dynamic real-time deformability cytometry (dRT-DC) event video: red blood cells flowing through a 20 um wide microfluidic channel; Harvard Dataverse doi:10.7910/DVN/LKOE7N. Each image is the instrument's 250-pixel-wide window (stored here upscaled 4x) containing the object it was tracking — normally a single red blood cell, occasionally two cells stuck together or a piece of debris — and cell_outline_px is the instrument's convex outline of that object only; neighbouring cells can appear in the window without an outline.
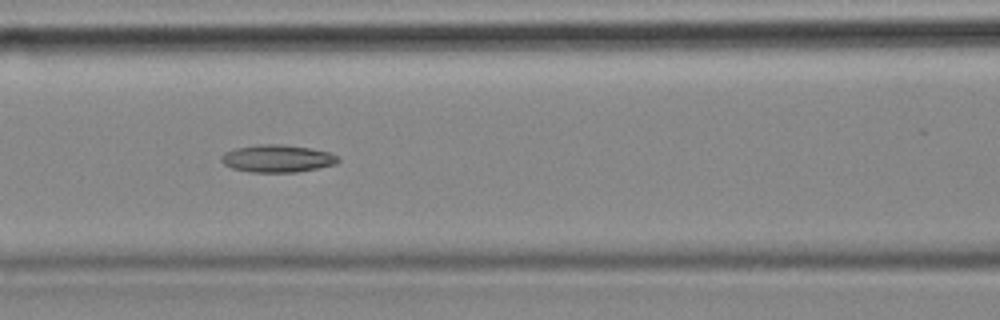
{"species": "common noctule bat (a hibernating species)", "species_latin": "Nyctalus noctula", "temperature_condition": "cold", "stored_images_in_passage": 8, "camera_frame_rate_fps": 3000, "um_per_image_px": 0.085, "animal": {"sex": "female", "body_mass_g": 18.4}, "frame": {"image": 1, "passage_image": 6, "time_ms": 1.667, "image_size_px": [1000, 320], "cell_outline_px": [[340, 160], [336, 164], [320, 168], [296, 172], [252, 172], [232, 168], [224, 164], [220, 160], [220, 156], [224, 152], [236, 148], [256, 144], [280, 144], [312, 148], [328, 152], [340, 156]], "centroid_in_image_um": [23.59, 13.47], "position_along_channel_um": 143.0, "area_um2": 18.9}}
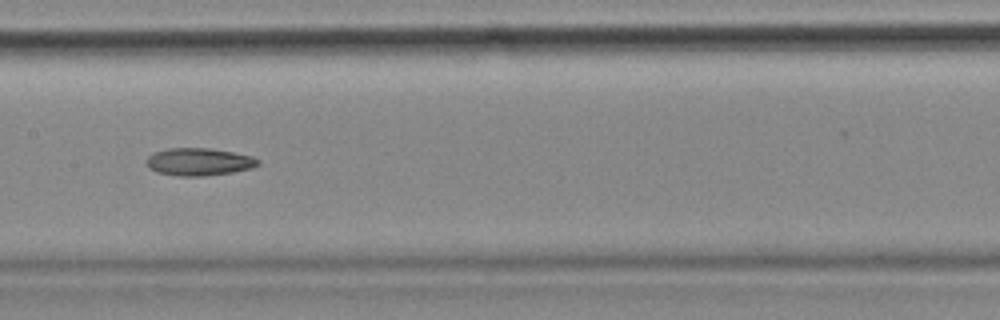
{"frame": {"image": 2, "passage_image": 7, "time_ms": 2.0, "image_size_px": [1000, 320], "cell_outline_px": [[260, 164], [252, 168], [232, 172], [204, 176], [176, 176], [156, 172], [148, 164], [148, 156], [156, 152], [168, 148], [212, 148], [252, 156], [260, 160]], "centroid_in_image_um": [16.96, 13.75], "position_along_channel_um": 190.4, "area_um2": 17.8}}